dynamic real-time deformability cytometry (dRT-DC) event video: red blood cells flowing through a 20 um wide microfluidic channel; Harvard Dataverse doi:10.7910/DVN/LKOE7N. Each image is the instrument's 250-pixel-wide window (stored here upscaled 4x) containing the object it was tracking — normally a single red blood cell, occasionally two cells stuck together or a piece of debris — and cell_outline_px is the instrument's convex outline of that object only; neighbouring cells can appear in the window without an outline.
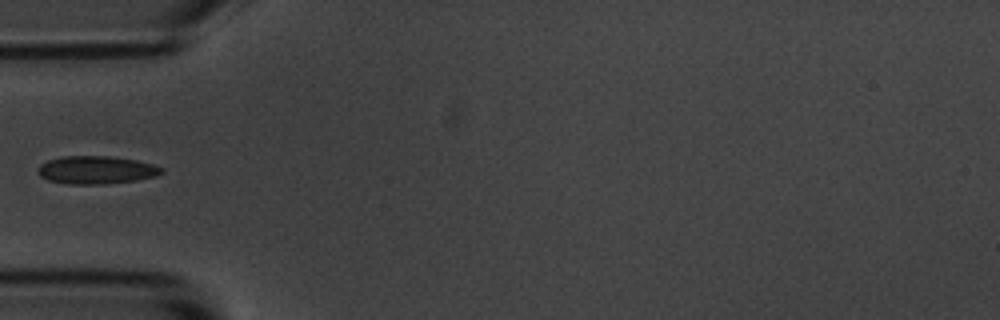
{"species": "common noctule bat (a hibernating species)", "species_latin": "Nyctalus noctula", "temperature_condition": "room temperature", "stored_images_in_passage": 6, "camera_frame_rate_fps": 3000, "um_per_image_px": 0.085, "animal": {"sex": "male", "body_mass_g": 20.1, "forearm_length_mm": 53.5}, "frame": {"image": 1, "passage_image": 5, "time_ms": 4.667, "image_size_px": [1000, 320], "cell_outline_px": [[164, 172], [156, 176], [136, 180], [104, 184], [68, 184], [48, 180], [40, 176], [40, 164], [48, 160], [60, 156], [108, 156], [136, 160], [152, 164], [164, 168]], "centroid_in_image_um": [8.21, 14.44], "position_along_channel_um": 76.8, "area_um2": 20.06}}